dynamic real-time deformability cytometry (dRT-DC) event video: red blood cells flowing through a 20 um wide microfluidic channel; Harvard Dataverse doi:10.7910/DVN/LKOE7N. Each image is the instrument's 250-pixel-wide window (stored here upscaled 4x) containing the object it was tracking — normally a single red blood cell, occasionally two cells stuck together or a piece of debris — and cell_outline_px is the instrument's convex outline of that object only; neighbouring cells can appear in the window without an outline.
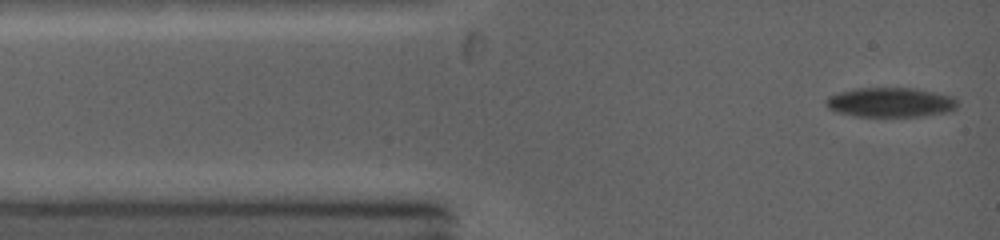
{"species": "common noctule bat (a hibernating species)", "species_latin": "Nyctalus noctula", "temperature_condition": "warm", "stored_images_in_passage": 38, "camera_frame_rate_fps": 5000, "um_per_image_px": 0.085, "animal": {"sex": "female", "body_mass_g": 19.0, "forearm_length_mm": 53.3}, "frame": {"image": 1, "passage_image": 1, "time_ms": 0.0, "image_size_px": [1000, 240], "cell_outline_px": [[956, 108], [952, 112], [924, 116], [852, 116], [836, 112], [828, 108], [828, 96], [844, 92], [864, 88], [908, 88], [932, 92], [948, 96], [956, 100]], "centroid_in_image_um": [75.72, 8.73], "position_along_channel_um": 9.3, "area_um2": 22.14}}
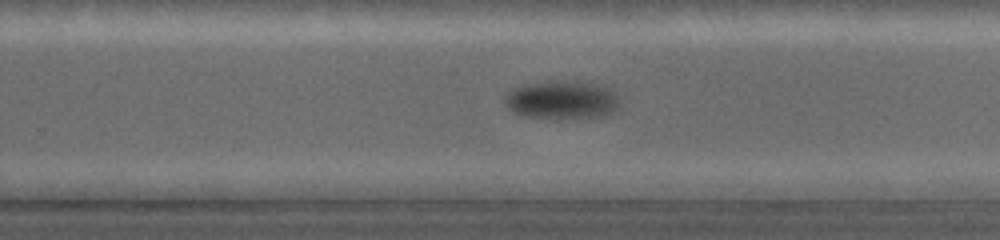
{"frame": {"image": 2, "passage_image": 21, "time_ms": 8.0, "image_size_px": [1000, 240], "cell_outline_px": [[620, 108], [616, 112], [600, 116], [556, 120], [524, 116], [512, 112], [508, 108], [504, 100], [516, 88], [532, 84], [592, 84], [604, 88], [612, 92], [616, 96], [620, 104]], "centroid_in_image_um": [47.79, 8.61], "position_along_channel_um": 282.0, "area_um2": 24.45}}
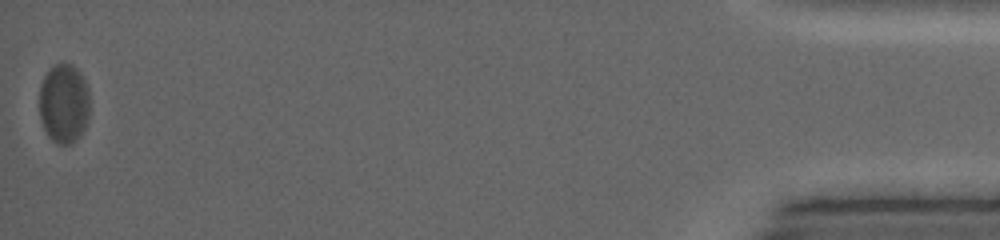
{"frame": {"image": 3, "passage_image": 38, "time_ms": 15.2, "image_size_px": [1000, 240], "cell_outline_px": [[88, 120], [80, 136], [72, 144], [56, 144], [48, 136], [40, 120], [40, 84], [48, 68], [56, 64], [72, 64], [80, 72], [88, 84]], "centroid_in_image_um": [5.43, 8.79], "position_along_channel_um": 429.8, "area_um2": 23.58}, "authors_computed_cell_mechanics": {"area_um2": 23.698, "velocity_mm_per_s": 4.0439, "shape_relaxation_time_tau1_ms": 2.8522, "shape_relaxation_time_tau2_ms": null, "deformation_change_tau1": 0.1123, "deformation_change_tau2": null}}